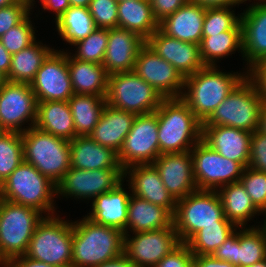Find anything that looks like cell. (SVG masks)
Segmentation results:
<instances>
[{"mask_svg":"<svg viewBox=\"0 0 266 267\" xmlns=\"http://www.w3.org/2000/svg\"><path fill=\"white\" fill-rule=\"evenodd\" d=\"M244 73H225L219 71L218 66H204L194 74L185 77V90H183L181 99L204 123L219 104L248 75V73Z\"/></svg>","mask_w":266,"mask_h":267,"instance_id":"cell-1","label":"cell"},{"mask_svg":"<svg viewBox=\"0 0 266 267\" xmlns=\"http://www.w3.org/2000/svg\"><path fill=\"white\" fill-rule=\"evenodd\" d=\"M73 222L71 267H96L124 253L123 231L86 216Z\"/></svg>","mask_w":266,"mask_h":267,"instance_id":"cell-2","label":"cell"},{"mask_svg":"<svg viewBox=\"0 0 266 267\" xmlns=\"http://www.w3.org/2000/svg\"><path fill=\"white\" fill-rule=\"evenodd\" d=\"M155 113L160 155L190 151L202 140V122L181 98L164 99Z\"/></svg>","mask_w":266,"mask_h":267,"instance_id":"cell-3","label":"cell"},{"mask_svg":"<svg viewBox=\"0 0 266 267\" xmlns=\"http://www.w3.org/2000/svg\"><path fill=\"white\" fill-rule=\"evenodd\" d=\"M56 184L23 161L1 184L0 198L55 215ZM51 212V213H50Z\"/></svg>","mask_w":266,"mask_h":267,"instance_id":"cell-4","label":"cell"},{"mask_svg":"<svg viewBox=\"0 0 266 267\" xmlns=\"http://www.w3.org/2000/svg\"><path fill=\"white\" fill-rule=\"evenodd\" d=\"M24 161L53 183L70 169V141L31 127L21 133Z\"/></svg>","mask_w":266,"mask_h":267,"instance_id":"cell-5","label":"cell"},{"mask_svg":"<svg viewBox=\"0 0 266 267\" xmlns=\"http://www.w3.org/2000/svg\"><path fill=\"white\" fill-rule=\"evenodd\" d=\"M262 105L258 88L247 75L202 126H227L254 132L259 128Z\"/></svg>","mask_w":266,"mask_h":267,"instance_id":"cell-6","label":"cell"},{"mask_svg":"<svg viewBox=\"0 0 266 267\" xmlns=\"http://www.w3.org/2000/svg\"><path fill=\"white\" fill-rule=\"evenodd\" d=\"M73 222L45 216L37 224L24 256L57 267H71Z\"/></svg>","mask_w":266,"mask_h":267,"instance_id":"cell-7","label":"cell"},{"mask_svg":"<svg viewBox=\"0 0 266 267\" xmlns=\"http://www.w3.org/2000/svg\"><path fill=\"white\" fill-rule=\"evenodd\" d=\"M41 212L0 198V260L6 265L11 259L24 256Z\"/></svg>","mask_w":266,"mask_h":267,"instance_id":"cell-8","label":"cell"},{"mask_svg":"<svg viewBox=\"0 0 266 267\" xmlns=\"http://www.w3.org/2000/svg\"><path fill=\"white\" fill-rule=\"evenodd\" d=\"M217 222H231L225 215L217 191L196 190L177 201L173 225L181 243L196 232Z\"/></svg>","mask_w":266,"mask_h":267,"instance_id":"cell-9","label":"cell"},{"mask_svg":"<svg viewBox=\"0 0 266 267\" xmlns=\"http://www.w3.org/2000/svg\"><path fill=\"white\" fill-rule=\"evenodd\" d=\"M164 98L134 71L116 72L108 77L106 103L135 115L155 112Z\"/></svg>","mask_w":266,"mask_h":267,"instance_id":"cell-10","label":"cell"},{"mask_svg":"<svg viewBox=\"0 0 266 267\" xmlns=\"http://www.w3.org/2000/svg\"><path fill=\"white\" fill-rule=\"evenodd\" d=\"M190 151L197 190L217 191L240 181L244 167L239 162L225 158L202 140Z\"/></svg>","mask_w":266,"mask_h":267,"instance_id":"cell-11","label":"cell"},{"mask_svg":"<svg viewBox=\"0 0 266 267\" xmlns=\"http://www.w3.org/2000/svg\"><path fill=\"white\" fill-rule=\"evenodd\" d=\"M160 155L158 118L155 112L136 115L132 128L117 154L122 170L133 165L153 164Z\"/></svg>","mask_w":266,"mask_h":267,"instance_id":"cell-12","label":"cell"},{"mask_svg":"<svg viewBox=\"0 0 266 267\" xmlns=\"http://www.w3.org/2000/svg\"><path fill=\"white\" fill-rule=\"evenodd\" d=\"M37 103L29 83L7 81L0 88V125L7 132L19 133L34 127ZM24 123H28L29 126L22 128Z\"/></svg>","mask_w":266,"mask_h":267,"instance_id":"cell-13","label":"cell"},{"mask_svg":"<svg viewBox=\"0 0 266 267\" xmlns=\"http://www.w3.org/2000/svg\"><path fill=\"white\" fill-rule=\"evenodd\" d=\"M133 234H125L124 254L135 267H154L181 243L174 225Z\"/></svg>","mask_w":266,"mask_h":267,"instance_id":"cell-14","label":"cell"},{"mask_svg":"<svg viewBox=\"0 0 266 267\" xmlns=\"http://www.w3.org/2000/svg\"><path fill=\"white\" fill-rule=\"evenodd\" d=\"M122 169L83 170L70 167L56 185V196L94 200L123 180Z\"/></svg>","mask_w":266,"mask_h":267,"instance_id":"cell-15","label":"cell"},{"mask_svg":"<svg viewBox=\"0 0 266 267\" xmlns=\"http://www.w3.org/2000/svg\"><path fill=\"white\" fill-rule=\"evenodd\" d=\"M37 102L68 101L74 94L67 63V50H53L30 82Z\"/></svg>","mask_w":266,"mask_h":267,"instance_id":"cell-16","label":"cell"},{"mask_svg":"<svg viewBox=\"0 0 266 267\" xmlns=\"http://www.w3.org/2000/svg\"><path fill=\"white\" fill-rule=\"evenodd\" d=\"M133 71L164 99L181 98L185 78L146 43L138 52Z\"/></svg>","mask_w":266,"mask_h":267,"instance_id":"cell-17","label":"cell"},{"mask_svg":"<svg viewBox=\"0 0 266 267\" xmlns=\"http://www.w3.org/2000/svg\"><path fill=\"white\" fill-rule=\"evenodd\" d=\"M164 186L178 201L197 190L191 151L159 155L153 162Z\"/></svg>","mask_w":266,"mask_h":267,"instance_id":"cell-18","label":"cell"},{"mask_svg":"<svg viewBox=\"0 0 266 267\" xmlns=\"http://www.w3.org/2000/svg\"><path fill=\"white\" fill-rule=\"evenodd\" d=\"M146 44L172 64L184 78L205 66L200 58L199 45L172 38L159 28L146 40Z\"/></svg>","mask_w":266,"mask_h":267,"instance_id":"cell-19","label":"cell"},{"mask_svg":"<svg viewBox=\"0 0 266 267\" xmlns=\"http://www.w3.org/2000/svg\"><path fill=\"white\" fill-rule=\"evenodd\" d=\"M128 174V176H127ZM129 183V191L141 199L168 209L173 215L177 201L163 184L153 164L133 165L123 170V178Z\"/></svg>","mask_w":266,"mask_h":267,"instance_id":"cell-20","label":"cell"},{"mask_svg":"<svg viewBox=\"0 0 266 267\" xmlns=\"http://www.w3.org/2000/svg\"><path fill=\"white\" fill-rule=\"evenodd\" d=\"M262 2V3H261ZM241 14L243 60L247 71L266 58V0L250 4ZM245 58V59H244Z\"/></svg>","mask_w":266,"mask_h":267,"instance_id":"cell-21","label":"cell"},{"mask_svg":"<svg viewBox=\"0 0 266 267\" xmlns=\"http://www.w3.org/2000/svg\"><path fill=\"white\" fill-rule=\"evenodd\" d=\"M146 43L137 33L124 28L108 29V43L102 65L107 73L133 71L141 47Z\"/></svg>","mask_w":266,"mask_h":267,"instance_id":"cell-22","label":"cell"},{"mask_svg":"<svg viewBox=\"0 0 266 267\" xmlns=\"http://www.w3.org/2000/svg\"><path fill=\"white\" fill-rule=\"evenodd\" d=\"M252 132L227 126H202V141L220 155L239 162L244 168L250 161Z\"/></svg>","mask_w":266,"mask_h":267,"instance_id":"cell-23","label":"cell"},{"mask_svg":"<svg viewBox=\"0 0 266 267\" xmlns=\"http://www.w3.org/2000/svg\"><path fill=\"white\" fill-rule=\"evenodd\" d=\"M205 13L206 7L188 1L159 22V29L172 38L200 45Z\"/></svg>","mask_w":266,"mask_h":267,"instance_id":"cell-24","label":"cell"},{"mask_svg":"<svg viewBox=\"0 0 266 267\" xmlns=\"http://www.w3.org/2000/svg\"><path fill=\"white\" fill-rule=\"evenodd\" d=\"M123 179L112 190L92 200V211L86 215L94 223L117 228L126 234L128 205L131 193L123 188Z\"/></svg>","mask_w":266,"mask_h":267,"instance_id":"cell-25","label":"cell"},{"mask_svg":"<svg viewBox=\"0 0 266 267\" xmlns=\"http://www.w3.org/2000/svg\"><path fill=\"white\" fill-rule=\"evenodd\" d=\"M135 117L134 113L106 104L97 125L89 136L98 144L109 147L118 154Z\"/></svg>","mask_w":266,"mask_h":267,"instance_id":"cell-26","label":"cell"},{"mask_svg":"<svg viewBox=\"0 0 266 267\" xmlns=\"http://www.w3.org/2000/svg\"><path fill=\"white\" fill-rule=\"evenodd\" d=\"M70 166L83 170L121 169L117 153L90 136H77L70 141Z\"/></svg>","mask_w":266,"mask_h":267,"instance_id":"cell-27","label":"cell"},{"mask_svg":"<svg viewBox=\"0 0 266 267\" xmlns=\"http://www.w3.org/2000/svg\"><path fill=\"white\" fill-rule=\"evenodd\" d=\"M173 226V214L166 208L131 194L128 205L126 234L147 232Z\"/></svg>","mask_w":266,"mask_h":267,"instance_id":"cell-28","label":"cell"},{"mask_svg":"<svg viewBox=\"0 0 266 267\" xmlns=\"http://www.w3.org/2000/svg\"><path fill=\"white\" fill-rule=\"evenodd\" d=\"M71 54L67 52V63L74 93L106 97L109 74L104 66L80 61Z\"/></svg>","mask_w":266,"mask_h":267,"instance_id":"cell-29","label":"cell"},{"mask_svg":"<svg viewBox=\"0 0 266 267\" xmlns=\"http://www.w3.org/2000/svg\"><path fill=\"white\" fill-rule=\"evenodd\" d=\"M35 127L68 141L77 137L68 101L38 102Z\"/></svg>","mask_w":266,"mask_h":267,"instance_id":"cell-30","label":"cell"},{"mask_svg":"<svg viewBox=\"0 0 266 267\" xmlns=\"http://www.w3.org/2000/svg\"><path fill=\"white\" fill-rule=\"evenodd\" d=\"M118 27L131 30L147 40L158 28L149 0L118 2Z\"/></svg>","mask_w":266,"mask_h":267,"instance_id":"cell-31","label":"cell"},{"mask_svg":"<svg viewBox=\"0 0 266 267\" xmlns=\"http://www.w3.org/2000/svg\"><path fill=\"white\" fill-rule=\"evenodd\" d=\"M225 217L237 227H246L247 221L261 212L254 206L241 182L224 185L217 190Z\"/></svg>","mask_w":266,"mask_h":267,"instance_id":"cell-32","label":"cell"},{"mask_svg":"<svg viewBox=\"0 0 266 267\" xmlns=\"http://www.w3.org/2000/svg\"><path fill=\"white\" fill-rule=\"evenodd\" d=\"M199 49L200 58L205 66H216L217 60L234 54L236 50L243 53L241 21L231 30L202 36Z\"/></svg>","mask_w":266,"mask_h":267,"instance_id":"cell-33","label":"cell"},{"mask_svg":"<svg viewBox=\"0 0 266 267\" xmlns=\"http://www.w3.org/2000/svg\"><path fill=\"white\" fill-rule=\"evenodd\" d=\"M47 46L35 40L31 45L12 54L7 81L30 84L43 61L54 50Z\"/></svg>","mask_w":266,"mask_h":267,"instance_id":"cell-34","label":"cell"},{"mask_svg":"<svg viewBox=\"0 0 266 267\" xmlns=\"http://www.w3.org/2000/svg\"><path fill=\"white\" fill-rule=\"evenodd\" d=\"M77 136H89L105 107L106 97L73 94L68 100Z\"/></svg>","mask_w":266,"mask_h":267,"instance_id":"cell-35","label":"cell"},{"mask_svg":"<svg viewBox=\"0 0 266 267\" xmlns=\"http://www.w3.org/2000/svg\"><path fill=\"white\" fill-rule=\"evenodd\" d=\"M56 28L63 41L74 45L97 29L88 8L70 6L56 21Z\"/></svg>","mask_w":266,"mask_h":267,"instance_id":"cell-36","label":"cell"},{"mask_svg":"<svg viewBox=\"0 0 266 267\" xmlns=\"http://www.w3.org/2000/svg\"><path fill=\"white\" fill-rule=\"evenodd\" d=\"M238 229L236 266L247 267L266 259V225Z\"/></svg>","mask_w":266,"mask_h":267,"instance_id":"cell-37","label":"cell"},{"mask_svg":"<svg viewBox=\"0 0 266 267\" xmlns=\"http://www.w3.org/2000/svg\"><path fill=\"white\" fill-rule=\"evenodd\" d=\"M237 228L233 222H217L200 229L186 244L193 255H212Z\"/></svg>","mask_w":266,"mask_h":267,"instance_id":"cell-38","label":"cell"},{"mask_svg":"<svg viewBox=\"0 0 266 267\" xmlns=\"http://www.w3.org/2000/svg\"><path fill=\"white\" fill-rule=\"evenodd\" d=\"M24 161L21 133L6 132L0 137V184Z\"/></svg>","mask_w":266,"mask_h":267,"instance_id":"cell-39","label":"cell"},{"mask_svg":"<svg viewBox=\"0 0 266 267\" xmlns=\"http://www.w3.org/2000/svg\"><path fill=\"white\" fill-rule=\"evenodd\" d=\"M108 43V29L97 28L87 38L77 42L75 54L72 55L80 61L102 64Z\"/></svg>","mask_w":266,"mask_h":267,"instance_id":"cell-40","label":"cell"},{"mask_svg":"<svg viewBox=\"0 0 266 267\" xmlns=\"http://www.w3.org/2000/svg\"><path fill=\"white\" fill-rule=\"evenodd\" d=\"M231 8L233 7H206L202 36L233 29L241 21V15L236 16Z\"/></svg>","mask_w":266,"mask_h":267,"instance_id":"cell-41","label":"cell"},{"mask_svg":"<svg viewBox=\"0 0 266 267\" xmlns=\"http://www.w3.org/2000/svg\"><path fill=\"white\" fill-rule=\"evenodd\" d=\"M30 14L0 38L1 43L11 55L21 51L36 40L34 35L36 30L31 23Z\"/></svg>","mask_w":266,"mask_h":267,"instance_id":"cell-42","label":"cell"},{"mask_svg":"<svg viewBox=\"0 0 266 267\" xmlns=\"http://www.w3.org/2000/svg\"><path fill=\"white\" fill-rule=\"evenodd\" d=\"M240 182L254 206L266 216V173L248 166L244 168Z\"/></svg>","mask_w":266,"mask_h":267,"instance_id":"cell-43","label":"cell"},{"mask_svg":"<svg viewBox=\"0 0 266 267\" xmlns=\"http://www.w3.org/2000/svg\"><path fill=\"white\" fill-rule=\"evenodd\" d=\"M88 9L97 28L118 27L117 0H91Z\"/></svg>","mask_w":266,"mask_h":267,"instance_id":"cell-44","label":"cell"},{"mask_svg":"<svg viewBox=\"0 0 266 267\" xmlns=\"http://www.w3.org/2000/svg\"><path fill=\"white\" fill-rule=\"evenodd\" d=\"M32 3L31 0H19L12 5L0 8V38L32 11Z\"/></svg>","mask_w":266,"mask_h":267,"instance_id":"cell-45","label":"cell"},{"mask_svg":"<svg viewBox=\"0 0 266 267\" xmlns=\"http://www.w3.org/2000/svg\"><path fill=\"white\" fill-rule=\"evenodd\" d=\"M248 166L266 173V134L258 129L252 132L251 135Z\"/></svg>","mask_w":266,"mask_h":267,"instance_id":"cell-46","label":"cell"},{"mask_svg":"<svg viewBox=\"0 0 266 267\" xmlns=\"http://www.w3.org/2000/svg\"><path fill=\"white\" fill-rule=\"evenodd\" d=\"M194 255L186 243H180L154 267H193Z\"/></svg>","mask_w":266,"mask_h":267,"instance_id":"cell-47","label":"cell"},{"mask_svg":"<svg viewBox=\"0 0 266 267\" xmlns=\"http://www.w3.org/2000/svg\"><path fill=\"white\" fill-rule=\"evenodd\" d=\"M154 18L161 22L165 17L173 14L189 0H149Z\"/></svg>","mask_w":266,"mask_h":267,"instance_id":"cell-48","label":"cell"},{"mask_svg":"<svg viewBox=\"0 0 266 267\" xmlns=\"http://www.w3.org/2000/svg\"><path fill=\"white\" fill-rule=\"evenodd\" d=\"M237 230L238 228L212 253L215 259L228 261L236 266Z\"/></svg>","mask_w":266,"mask_h":267,"instance_id":"cell-49","label":"cell"},{"mask_svg":"<svg viewBox=\"0 0 266 267\" xmlns=\"http://www.w3.org/2000/svg\"><path fill=\"white\" fill-rule=\"evenodd\" d=\"M248 76L255 82L263 104H266V58L252 67Z\"/></svg>","mask_w":266,"mask_h":267,"instance_id":"cell-50","label":"cell"},{"mask_svg":"<svg viewBox=\"0 0 266 267\" xmlns=\"http://www.w3.org/2000/svg\"><path fill=\"white\" fill-rule=\"evenodd\" d=\"M193 267H237L228 261L215 259L212 255H194Z\"/></svg>","mask_w":266,"mask_h":267,"instance_id":"cell-51","label":"cell"},{"mask_svg":"<svg viewBox=\"0 0 266 267\" xmlns=\"http://www.w3.org/2000/svg\"><path fill=\"white\" fill-rule=\"evenodd\" d=\"M44 10L55 12V21L71 6L69 0H40Z\"/></svg>","mask_w":266,"mask_h":267,"instance_id":"cell-52","label":"cell"},{"mask_svg":"<svg viewBox=\"0 0 266 267\" xmlns=\"http://www.w3.org/2000/svg\"><path fill=\"white\" fill-rule=\"evenodd\" d=\"M5 267H57V266H52L45 262L36 261L26 256H19L11 259L5 265Z\"/></svg>","mask_w":266,"mask_h":267,"instance_id":"cell-53","label":"cell"},{"mask_svg":"<svg viewBox=\"0 0 266 267\" xmlns=\"http://www.w3.org/2000/svg\"><path fill=\"white\" fill-rule=\"evenodd\" d=\"M193 3L203 5L204 7H233L243 2L245 0H189Z\"/></svg>","mask_w":266,"mask_h":267,"instance_id":"cell-54","label":"cell"},{"mask_svg":"<svg viewBox=\"0 0 266 267\" xmlns=\"http://www.w3.org/2000/svg\"><path fill=\"white\" fill-rule=\"evenodd\" d=\"M96 267H135L134 264L126 257L124 253L117 256L116 258L99 264Z\"/></svg>","mask_w":266,"mask_h":267,"instance_id":"cell-55","label":"cell"},{"mask_svg":"<svg viewBox=\"0 0 266 267\" xmlns=\"http://www.w3.org/2000/svg\"><path fill=\"white\" fill-rule=\"evenodd\" d=\"M12 55L5 49L0 41V72L6 77L9 74Z\"/></svg>","mask_w":266,"mask_h":267,"instance_id":"cell-56","label":"cell"},{"mask_svg":"<svg viewBox=\"0 0 266 267\" xmlns=\"http://www.w3.org/2000/svg\"><path fill=\"white\" fill-rule=\"evenodd\" d=\"M258 130L266 134V104H263L260 110Z\"/></svg>","mask_w":266,"mask_h":267,"instance_id":"cell-57","label":"cell"},{"mask_svg":"<svg viewBox=\"0 0 266 267\" xmlns=\"http://www.w3.org/2000/svg\"><path fill=\"white\" fill-rule=\"evenodd\" d=\"M91 0H69L70 5L73 7L88 8Z\"/></svg>","mask_w":266,"mask_h":267,"instance_id":"cell-58","label":"cell"},{"mask_svg":"<svg viewBox=\"0 0 266 267\" xmlns=\"http://www.w3.org/2000/svg\"><path fill=\"white\" fill-rule=\"evenodd\" d=\"M19 0H0V8H3V7H7L9 5H12L16 2H18Z\"/></svg>","mask_w":266,"mask_h":267,"instance_id":"cell-59","label":"cell"},{"mask_svg":"<svg viewBox=\"0 0 266 267\" xmlns=\"http://www.w3.org/2000/svg\"><path fill=\"white\" fill-rule=\"evenodd\" d=\"M247 267H266V259Z\"/></svg>","mask_w":266,"mask_h":267,"instance_id":"cell-60","label":"cell"},{"mask_svg":"<svg viewBox=\"0 0 266 267\" xmlns=\"http://www.w3.org/2000/svg\"><path fill=\"white\" fill-rule=\"evenodd\" d=\"M7 82L6 76L0 72V88Z\"/></svg>","mask_w":266,"mask_h":267,"instance_id":"cell-61","label":"cell"},{"mask_svg":"<svg viewBox=\"0 0 266 267\" xmlns=\"http://www.w3.org/2000/svg\"><path fill=\"white\" fill-rule=\"evenodd\" d=\"M7 131L0 125V137Z\"/></svg>","mask_w":266,"mask_h":267,"instance_id":"cell-62","label":"cell"},{"mask_svg":"<svg viewBox=\"0 0 266 267\" xmlns=\"http://www.w3.org/2000/svg\"><path fill=\"white\" fill-rule=\"evenodd\" d=\"M0 267H5V264L0 260Z\"/></svg>","mask_w":266,"mask_h":267,"instance_id":"cell-63","label":"cell"},{"mask_svg":"<svg viewBox=\"0 0 266 267\" xmlns=\"http://www.w3.org/2000/svg\"><path fill=\"white\" fill-rule=\"evenodd\" d=\"M31 1L34 2V3H32V6H34V4H35L36 1L35 0H31Z\"/></svg>","mask_w":266,"mask_h":267,"instance_id":"cell-64","label":"cell"}]
</instances>
